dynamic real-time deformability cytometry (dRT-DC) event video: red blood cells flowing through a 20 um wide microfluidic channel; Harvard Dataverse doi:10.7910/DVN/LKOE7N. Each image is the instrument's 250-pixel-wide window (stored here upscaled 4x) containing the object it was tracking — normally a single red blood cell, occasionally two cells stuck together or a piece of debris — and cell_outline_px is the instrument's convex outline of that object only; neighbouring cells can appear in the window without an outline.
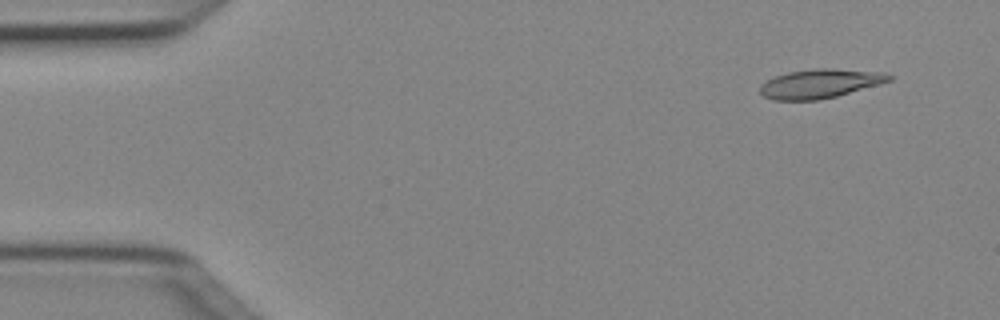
{"species": "Egyptian fruit bat (a non-hibernating species)", "species_latin": "Rousettus aegyptiacus", "temperature_condition": "cold", "stored_images_in_passage": 7, "camera_frame_rate_fps": 3000, "um_per_image_px": 0.085, "animal": {"sex": "female"}, "frame": {"image": 1, "passage_image": 2, "time_ms": 0.333, "image_size_px": [1000, 320], "cell_outline_px": [[892, 80], [880, 84], [836, 96], [816, 100], [772, 100], [764, 96], [760, 92], [760, 84], [776, 76], [788, 72], [812, 68], [832, 68], [884, 72], [892, 76]], "centroid_in_image_um": [69.71, 7.1], "position_along_channel_um": 15.3, "area_um2": 21.85}}
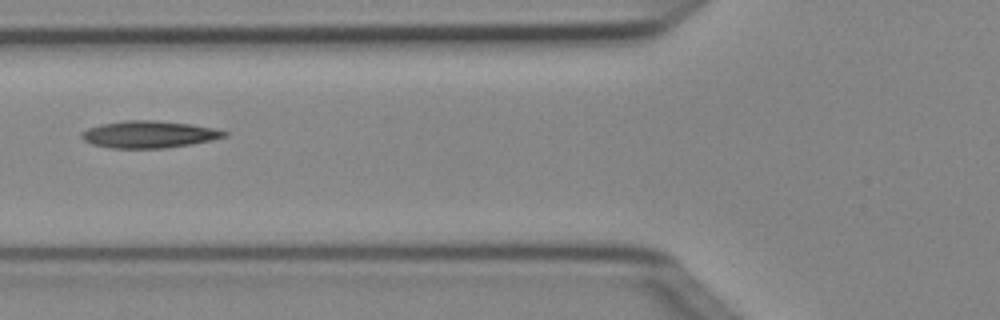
{"frame": {"image": 2, "passage_image": 6, "time_ms": 1.667, "image_size_px": [1000, 320], "cell_outline_px": [[228, 136], [212, 140], [192, 144], [164, 148], [112, 148], [92, 144], [84, 140], [80, 136], [80, 132], [88, 128], [100, 124], [124, 120], [152, 120], [188, 124], [212, 128], [228, 132]], "centroid_in_image_um": [12.63, 11.42], "position_along_channel_um": 113.2, "area_um2": 22.43}}
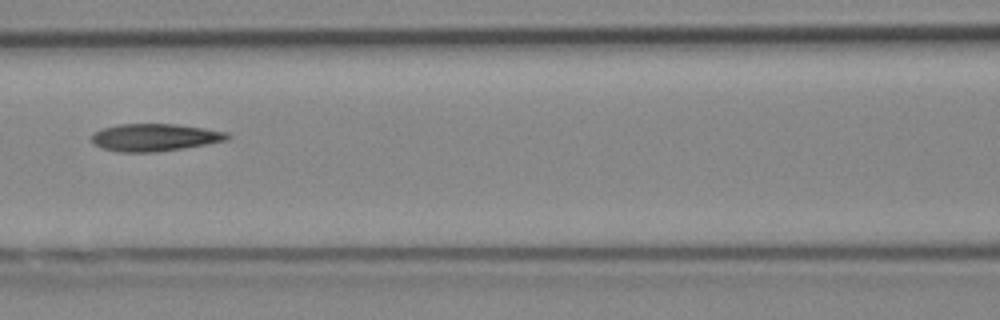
{"frame": {"image": 3, "passage_image": 7, "time_ms": 2.0, "image_size_px": [1000, 320], "cell_outline_px": [[232, 136], [228, 140], [208, 144], [184, 148], [156, 152], [116, 152], [100, 148], [92, 144], [92, 132], [104, 128], [120, 124], [176, 124], [204, 128], [228, 132]], "centroid_in_image_um": [13.15, 11.69], "position_along_channel_um": 153.4, "area_um2": 21.96}}